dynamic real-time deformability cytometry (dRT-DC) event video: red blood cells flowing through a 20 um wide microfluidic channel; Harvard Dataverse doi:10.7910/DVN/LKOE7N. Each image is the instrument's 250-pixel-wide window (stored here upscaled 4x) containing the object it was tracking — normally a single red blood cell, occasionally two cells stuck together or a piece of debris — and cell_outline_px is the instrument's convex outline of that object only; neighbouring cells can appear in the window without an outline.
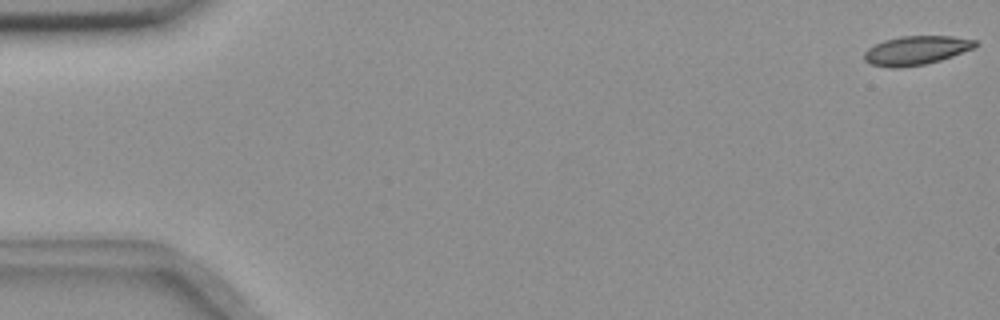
{"species": "common noctule bat (a hibernating species)", "species_latin": "Nyctalus noctula", "temperature_condition": "room temperature", "stored_images_in_passage": 8, "camera_frame_rate_fps": 3000, "um_per_image_px": 0.085, "animal": {"sex": "female", "body_mass_g": 18.4}, "frame": {"image": 1, "passage_image": 1, "time_ms": 0.0, "image_size_px": [1000, 320], "cell_outline_px": [[980, 44], [976, 48], [940, 60], [924, 64], [900, 68], [892, 68], [872, 64], [864, 60], [864, 52], [868, 48], [884, 40], [900, 36], [952, 36], [976, 40]], "centroid_in_image_um": [77.91, 4.28], "position_along_channel_um": 7.1, "area_um2": 18.79}}